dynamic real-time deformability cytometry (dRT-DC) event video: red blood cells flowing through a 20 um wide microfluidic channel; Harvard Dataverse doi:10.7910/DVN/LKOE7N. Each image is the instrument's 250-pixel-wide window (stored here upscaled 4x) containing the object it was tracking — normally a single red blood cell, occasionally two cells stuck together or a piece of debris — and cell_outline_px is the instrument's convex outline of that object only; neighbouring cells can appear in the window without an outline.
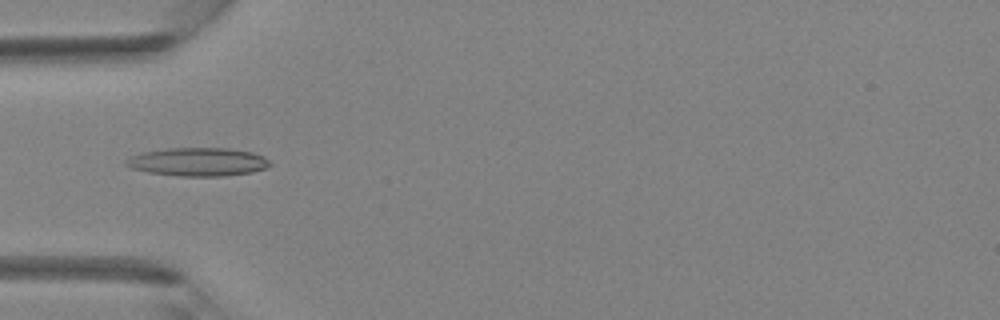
{"species": "Egyptian fruit bat (a non-hibernating species)", "species_latin": "Rousettus aegyptiacus", "temperature_condition": "room temperature", "stored_images_in_passage": 5, "camera_frame_rate_fps": 3000, "um_per_image_px": 0.085, "animal": {"sex": "female"}, "frame": {"image": 1, "passage_image": 5, "time_ms": 4.333, "image_size_px": [1000, 320], "cell_outline_px": [[272, 164], [264, 168], [252, 172], [224, 176], [184, 176], [148, 172], [132, 168], [124, 164], [124, 160], [140, 152], [168, 148], [228, 148], [252, 152], [264, 156]], "centroid_in_image_um": [16.82, 13.75], "position_along_channel_um": 68.2, "area_um2": 23.76}}